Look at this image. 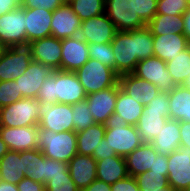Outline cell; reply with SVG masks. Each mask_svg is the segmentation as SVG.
Segmentation results:
<instances>
[{"label":"cell","instance_id":"cell-50","mask_svg":"<svg viewBox=\"0 0 190 191\" xmlns=\"http://www.w3.org/2000/svg\"><path fill=\"white\" fill-rule=\"evenodd\" d=\"M152 172L168 175V157L166 155L157 154L156 160L150 169Z\"/></svg>","mask_w":190,"mask_h":191},{"label":"cell","instance_id":"cell-6","mask_svg":"<svg viewBox=\"0 0 190 191\" xmlns=\"http://www.w3.org/2000/svg\"><path fill=\"white\" fill-rule=\"evenodd\" d=\"M40 103L37 99L23 98L0 108V126L24 127L38 125Z\"/></svg>","mask_w":190,"mask_h":191},{"label":"cell","instance_id":"cell-23","mask_svg":"<svg viewBox=\"0 0 190 191\" xmlns=\"http://www.w3.org/2000/svg\"><path fill=\"white\" fill-rule=\"evenodd\" d=\"M154 56L168 62L189 47V41L183 34L153 36Z\"/></svg>","mask_w":190,"mask_h":191},{"label":"cell","instance_id":"cell-43","mask_svg":"<svg viewBox=\"0 0 190 191\" xmlns=\"http://www.w3.org/2000/svg\"><path fill=\"white\" fill-rule=\"evenodd\" d=\"M57 175H70L68 163L46 158L45 184Z\"/></svg>","mask_w":190,"mask_h":191},{"label":"cell","instance_id":"cell-18","mask_svg":"<svg viewBox=\"0 0 190 191\" xmlns=\"http://www.w3.org/2000/svg\"><path fill=\"white\" fill-rule=\"evenodd\" d=\"M118 93V82L110 88L88 94L86 97L95 123L105 124L114 113Z\"/></svg>","mask_w":190,"mask_h":191},{"label":"cell","instance_id":"cell-34","mask_svg":"<svg viewBox=\"0 0 190 191\" xmlns=\"http://www.w3.org/2000/svg\"><path fill=\"white\" fill-rule=\"evenodd\" d=\"M167 70L177 85H183L190 75V48L174 57V60L166 62Z\"/></svg>","mask_w":190,"mask_h":191},{"label":"cell","instance_id":"cell-31","mask_svg":"<svg viewBox=\"0 0 190 191\" xmlns=\"http://www.w3.org/2000/svg\"><path fill=\"white\" fill-rule=\"evenodd\" d=\"M143 110L144 106L122 91L118 83L117 100L113 114H118L121 118H124L129 125L136 126Z\"/></svg>","mask_w":190,"mask_h":191},{"label":"cell","instance_id":"cell-30","mask_svg":"<svg viewBox=\"0 0 190 191\" xmlns=\"http://www.w3.org/2000/svg\"><path fill=\"white\" fill-rule=\"evenodd\" d=\"M105 124L94 123L92 126L76 133L77 154L92 156L105 136Z\"/></svg>","mask_w":190,"mask_h":191},{"label":"cell","instance_id":"cell-14","mask_svg":"<svg viewBox=\"0 0 190 191\" xmlns=\"http://www.w3.org/2000/svg\"><path fill=\"white\" fill-rule=\"evenodd\" d=\"M39 126H0V136L10 151H29L38 148Z\"/></svg>","mask_w":190,"mask_h":191},{"label":"cell","instance_id":"cell-35","mask_svg":"<svg viewBox=\"0 0 190 191\" xmlns=\"http://www.w3.org/2000/svg\"><path fill=\"white\" fill-rule=\"evenodd\" d=\"M67 2L82 21L105 13V0H67Z\"/></svg>","mask_w":190,"mask_h":191},{"label":"cell","instance_id":"cell-4","mask_svg":"<svg viewBox=\"0 0 190 191\" xmlns=\"http://www.w3.org/2000/svg\"><path fill=\"white\" fill-rule=\"evenodd\" d=\"M38 149L46 158L68 163L77 154V138L74 131L56 133L39 128Z\"/></svg>","mask_w":190,"mask_h":191},{"label":"cell","instance_id":"cell-49","mask_svg":"<svg viewBox=\"0 0 190 191\" xmlns=\"http://www.w3.org/2000/svg\"><path fill=\"white\" fill-rule=\"evenodd\" d=\"M180 146L190 150V122L180 121Z\"/></svg>","mask_w":190,"mask_h":191},{"label":"cell","instance_id":"cell-53","mask_svg":"<svg viewBox=\"0 0 190 191\" xmlns=\"http://www.w3.org/2000/svg\"><path fill=\"white\" fill-rule=\"evenodd\" d=\"M184 21L183 35L190 40V8L182 15Z\"/></svg>","mask_w":190,"mask_h":191},{"label":"cell","instance_id":"cell-46","mask_svg":"<svg viewBox=\"0 0 190 191\" xmlns=\"http://www.w3.org/2000/svg\"><path fill=\"white\" fill-rule=\"evenodd\" d=\"M111 191H140L134 177L127 176L124 179L118 180L111 184Z\"/></svg>","mask_w":190,"mask_h":191},{"label":"cell","instance_id":"cell-15","mask_svg":"<svg viewBox=\"0 0 190 191\" xmlns=\"http://www.w3.org/2000/svg\"><path fill=\"white\" fill-rule=\"evenodd\" d=\"M82 20L73 12L66 1L53 11L51 35L57 39L79 36Z\"/></svg>","mask_w":190,"mask_h":191},{"label":"cell","instance_id":"cell-12","mask_svg":"<svg viewBox=\"0 0 190 191\" xmlns=\"http://www.w3.org/2000/svg\"><path fill=\"white\" fill-rule=\"evenodd\" d=\"M168 184L176 191L190 187V150L181 146L168 156Z\"/></svg>","mask_w":190,"mask_h":191},{"label":"cell","instance_id":"cell-45","mask_svg":"<svg viewBox=\"0 0 190 191\" xmlns=\"http://www.w3.org/2000/svg\"><path fill=\"white\" fill-rule=\"evenodd\" d=\"M169 104L168 92H159L144 108L156 111H169Z\"/></svg>","mask_w":190,"mask_h":191},{"label":"cell","instance_id":"cell-33","mask_svg":"<svg viewBox=\"0 0 190 191\" xmlns=\"http://www.w3.org/2000/svg\"><path fill=\"white\" fill-rule=\"evenodd\" d=\"M153 36L168 34H183L184 21L182 15L156 14L147 24Z\"/></svg>","mask_w":190,"mask_h":191},{"label":"cell","instance_id":"cell-26","mask_svg":"<svg viewBox=\"0 0 190 191\" xmlns=\"http://www.w3.org/2000/svg\"><path fill=\"white\" fill-rule=\"evenodd\" d=\"M157 154L168 156L180 147V121L168 119L159 134L150 142Z\"/></svg>","mask_w":190,"mask_h":191},{"label":"cell","instance_id":"cell-2","mask_svg":"<svg viewBox=\"0 0 190 191\" xmlns=\"http://www.w3.org/2000/svg\"><path fill=\"white\" fill-rule=\"evenodd\" d=\"M87 94L75 72L55 70L39 89L37 100L48 103L75 104L85 100Z\"/></svg>","mask_w":190,"mask_h":191},{"label":"cell","instance_id":"cell-5","mask_svg":"<svg viewBox=\"0 0 190 191\" xmlns=\"http://www.w3.org/2000/svg\"><path fill=\"white\" fill-rule=\"evenodd\" d=\"M75 73L87 95L113 87L119 78V75L112 68L91 58Z\"/></svg>","mask_w":190,"mask_h":191},{"label":"cell","instance_id":"cell-19","mask_svg":"<svg viewBox=\"0 0 190 191\" xmlns=\"http://www.w3.org/2000/svg\"><path fill=\"white\" fill-rule=\"evenodd\" d=\"M61 71L75 72L90 58L88 43L79 36L62 39Z\"/></svg>","mask_w":190,"mask_h":191},{"label":"cell","instance_id":"cell-38","mask_svg":"<svg viewBox=\"0 0 190 191\" xmlns=\"http://www.w3.org/2000/svg\"><path fill=\"white\" fill-rule=\"evenodd\" d=\"M89 57L115 71V55L110 43L88 44Z\"/></svg>","mask_w":190,"mask_h":191},{"label":"cell","instance_id":"cell-37","mask_svg":"<svg viewBox=\"0 0 190 191\" xmlns=\"http://www.w3.org/2000/svg\"><path fill=\"white\" fill-rule=\"evenodd\" d=\"M72 114L73 131L76 133L85 130L95 123L86 99L72 104Z\"/></svg>","mask_w":190,"mask_h":191},{"label":"cell","instance_id":"cell-24","mask_svg":"<svg viewBox=\"0 0 190 191\" xmlns=\"http://www.w3.org/2000/svg\"><path fill=\"white\" fill-rule=\"evenodd\" d=\"M170 119L169 111H156L144 108L136 128L143 142H151Z\"/></svg>","mask_w":190,"mask_h":191},{"label":"cell","instance_id":"cell-25","mask_svg":"<svg viewBox=\"0 0 190 191\" xmlns=\"http://www.w3.org/2000/svg\"><path fill=\"white\" fill-rule=\"evenodd\" d=\"M157 152L153 145L144 142L140 147L125 157L129 176L135 177L140 173L149 171L156 160Z\"/></svg>","mask_w":190,"mask_h":191},{"label":"cell","instance_id":"cell-29","mask_svg":"<svg viewBox=\"0 0 190 191\" xmlns=\"http://www.w3.org/2000/svg\"><path fill=\"white\" fill-rule=\"evenodd\" d=\"M168 97L170 119L190 122V90L177 85L168 92Z\"/></svg>","mask_w":190,"mask_h":191},{"label":"cell","instance_id":"cell-7","mask_svg":"<svg viewBox=\"0 0 190 191\" xmlns=\"http://www.w3.org/2000/svg\"><path fill=\"white\" fill-rule=\"evenodd\" d=\"M105 14L117 31H132L147 24L135 12L134 0H105Z\"/></svg>","mask_w":190,"mask_h":191},{"label":"cell","instance_id":"cell-11","mask_svg":"<svg viewBox=\"0 0 190 191\" xmlns=\"http://www.w3.org/2000/svg\"><path fill=\"white\" fill-rule=\"evenodd\" d=\"M132 73L154 84L161 92H170L177 86L167 70L166 62L155 56L139 61Z\"/></svg>","mask_w":190,"mask_h":191},{"label":"cell","instance_id":"cell-52","mask_svg":"<svg viewBox=\"0 0 190 191\" xmlns=\"http://www.w3.org/2000/svg\"><path fill=\"white\" fill-rule=\"evenodd\" d=\"M85 191H111V185L98 179L84 189Z\"/></svg>","mask_w":190,"mask_h":191},{"label":"cell","instance_id":"cell-17","mask_svg":"<svg viewBox=\"0 0 190 191\" xmlns=\"http://www.w3.org/2000/svg\"><path fill=\"white\" fill-rule=\"evenodd\" d=\"M54 71L51 66L32 60L25 73L14 81L18 84L23 98L36 99L41 85Z\"/></svg>","mask_w":190,"mask_h":191},{"label":"cell","instance_id":"cell-48","mask_svg":"<svg viewBox=\"0 0 190 191\" xmlns=\"http://www.w3.org/2000/svg\"><path fill=\"white\" fill-rule=\"evenodd\" d=\"M117 154L114 152L113 148H111L108 145V142L105 140V138L102 139L100 142V145L98 146L97 150H94L93 157L95 160H101L107 157H113L116 156Z\"/></svg>","mask_w":190,"mask_h":191},{"label":"cell","instance_id":"cell-44","mask_svg":"<svg viewBox=\"0 0 190 191\" xmlns=\"http://www.w3.org/2000/svg\"><path fill=\"white\" fill-rule=\"evenodd\" d=\"M65 2L66 0H24L22 7L30 9L39 7L53 12Z\"/></svg>","mask_w":190,"mask_h":191},{"label":"cell","instance_id":"cell-13","mask_svg":"<svg viewBox=\"0 0 190 191\" xmlns=\"http://www.w3.org/2000/svg\"><path fill=\"white\" fill-rule=\"evenodd\" d=\"M116 32L115 25L103 13L100 16L82 21L79 37L88 44L111 43Z\"/></svg>","mask_w":190,"mask_h":191},{"label":"cell","instance_id":"cell-3","mask_svg":"<svg viewBox=\"0 0 190 191\" xmlns=\"http://www.w3.org/2000/svg\"><path fill=\"white\" fill-rule=\"evenodd\" d=\"M105 140L114 152L126 157L144 142L134 125L126 123L118 114H112L105 123Z\"/></svg>","mask_w":190,"mask_h":191},{"label":"cell","instance_id":"cell-36","mask_svg":"<svg viewBox=\"0 0 190 191\" xmlns=\"http://www.w3.org/2000/svg\"><path fill=\"white\" fill-rule=\"evenodd\" d=\"M134 178L140 191H159L169 185L168 175H161L151 170L140 173Z\"/></svg>","mask_w":190,"mask_h":191},{"label":"cell","instance_id":"cell-9","mask_svg":"<svg viewBox=\"0 0 190 191\" xmlns=\"http://www.w3.org/2000/svg\"><path fill=\"white\" fill-rule=\"evenodd\" d=\"M39 128L54 131H73L72 105L41 102L39 108Z\"/></svg>","mask_w":190,"mask_h":191},{"label":"cell","instance_id":"cell-8","mask_svg":"<svg viewBox=\"0 0 190 191\" xmlns=\"http://www.w3.org/2000/svg\"><path fill=\"white\" fill-rule=\"evenodd\" d=\"M32 60L28 45L5 47L0 56V81H14L19 78Z\"/></svg>","mask_w":190,"mask_h":191},{"label":"cell","instance_id":"cell-58","mask_svg":"<svg viewBox=\"0 0 190 191\" xmlns=\"http://www.w3.org/2000/svg\"><path fill=\"white\" fill-rule=\"evenodd\" d=\"M4 48H5V47L0 44V56H1V54H2V52H3V50H4Z\"/></svg>","mask_w":190,"mask_h":191},{"label":"cell","instance_id":"cell-56","mask_svg":"<svg viewBox=\"0 0 190 191\" xmlns=\"http://www.w3.org/2000/svg\"><path fill=\"white\" fill-rule=\"evenodd\" d=\"M184 87L188 88L190 90V75L187 77V79L185 80Z\"/></svg>","mask_w":190,"mask_h":191},{"label":"cell","instance_id":"cell-55","mask_svg":"<svg viewBox=\"0 0 190 191\" xmlns=\"http://www.w3.org/2000/svg\"><path fill=\"white\" fill-rule=\"evenodd\" d=\"M9 151L7 144L2 140L0 136V159Z\"/></svg>","mask_w":190,"mask_h":191},{"label":"cell","instance_id":"cell-21","mask_svg":"<svg viewBox=\"0 0 190 191\" xmlns=\"http://www.w3.org/2000/svg\"><path fill=\"white\" fill-rule=\"evenodd\" d=\"M26 45L38 39L51 36L53 12L41 8H25Z\"/></svg>","mask_w":190,"mask_h":191},{"label":"cell","instance_id":"cell-32","mask_svg":"<svg viewBox=\"0 0 190 191\" xmlns=\"http://www.w3.org/2000/svg\"><path fill=\"white\" fill-rule=\"evenodd\" d=\"M25 177L45 184L46 157L40 149L23 151Z\"/></svg>","mask_w":190,"mask_h":191},{"label":"cell","instance_id":"cell-10","mask_svg":"<svg viewBox=\"0 0 190 191\" xmlns=\"http://www.w3.org/2000/svg\"><path fill=\"white\" fill-rule=\"evenodd\" d=\"M25 19V8L22 6L0 16V44L2 46H26Z\"/></svg>","mask_w":190,"mask_h":191},{"label":"cell","instance_id":"cell-28","mask_svg":"<svg viewBox=\"0 0 190 191\" xmlns=\"http://www.w3.org/2000/svg\"><path fill=\"white\" fill-rule=\"evenodd\" d=\"M24 175L23 151H8L0 159V180L17 185Z\"/></svg>","mask_w":190,"mask_h":191},{"label":"cell","instance_id":"cell-39","mask_svg":"<svg viewBox=\"0 0 190 191\" xmlns=\"http://www.w3.org/2000/svg\"><path fill=\"white\" fill-rule=\"evenodd\" d=\"M190 8V0H158L156 14L183 15Z\"/></svg>","mask_w":190,"mask_h":191},{"label":"cell","instance_id":"cell-1","mask_svg":"<svg viewBox=\"0 0 190 191\" xmlns=\"http://www.w3.org/2000/svg\"><path fill=\"white\" fill-rule=\"evenodd\" d=\"M110 44L118 75L132 73L139 61L154 56L153 35L147 26L127 32L117 31Z\"/></svg>","mask_w":190,"mask_h":191},{"label":"cell","instance_id":"cell-47","mask_svg":"<svg viewBox=\"0 0 190 191\" xmlns=\"http://www.w3.org/2000/svg\"><path fill=\"white\" fill-rule=\"evenodd\" d=\"M18 191H46L45 184L25 177L17 184Z\"/></svg>","mask_w":190,"mask_h":191},{"label":"cell","instance_id":"cell-16","mask_svg":"<svg viewBox=\"0 0 190 191\" xmlns=\"http://www.w3.org/2000/svg\"><path fill=\"white\" fill-rule=\"evenodd\" d=\"M61 44V39H57L51 35L30 42L28 46L31 49L33 61L39 62L43 65L51 66L54 70H61Z\"/></svg>","mask_w":190,"mask_h":191},{"label":"cell","instance_id":"cell-54","mask_svg":"<svg viewBox=\"0 0 190 191\" xmlns=\"http://www.w3.org/2000/svg\"><path fill=\"white\" fill-rule=\"evenodd\" d=\"M0 191H18L17 185L0 180Z\"/></svg>","mask_w":190,"mask_h":191},{"label":"cell","instance_id":"cell-57","mask_svg":"<svg viewBox=\"0 0 190 191\" xmlns=\"http://www.w3.org/2000/svg\"><path fill=\"white\" fill-rule=\"evenodd\" d=\"M159 191H176V190L174 188H172L170 185H168L167 187H165Z\"/></svg>","mask_w":190,"mask_h":191},{"label":"cell","instance_id":"cell-51","mask_svg":"<svg viewBox=\"0 0 190 191\" xmlns=\"http://www.w3.org/2000/svg\"><path fill=\"white\" fill-rule=\"evenodd\" d=\"M24 0H0V16L21 7Z\"/></svg>","mask_w":190,"mask_h":191},{"label":"cell","instance_id":"cell-42","mask_svg":"<svg viewBox=\"0 0 190 191\" xmlns=\"http://www.w3.org/2000/svg\"><path fill=\"white\" fill-rule=\"evenodd\" d=\"M158 0H134L135 12L148 24L157 12Z\"/></svg>","mask_w":190,"mask_h":191},{"label":"cell","instance_id":"cell-22","mask_svg":"<svg viewBox=\"0 0 190 191\" xmlns=\"http://www.w3.org/2000/svg\"><path fill=\"white\" fill-rule=\"evenodd\" d=\"M68 171L79 190H84L97 179V164L93 156L76 154L68 162Z\"/></svg>","mask_w":190,"mask_h":191},{"label":"cell","instance_id":"cell-40","mask_svg":"<svg viewBox=\"0 0 190 191\" xmlns=\"http://www.w3.org/2000/svg\"><path fill=\"white\" fill-rule=\"evenodd\" d=\"M23 99L15 81H0V108Z\"/></svg>","mask_w":190,"mask_h":191},{"label":"cell","instance_id":"cell-27","mask_svg":"<svg viewBox=\"0 0 190 191\" xmlns=\"http://www.w3.org/2000/svg\"><path fill=\"white\" fill-rule=\"evenodd\" d=\"M97 179L107 184H114L128 176L126 160L123 156L107 157L96 161Z\"/></svg>","mask_w":190,"mask_h":191},{"label":"cell","instance_id":"cell-20","mask_svg":"<svg viewBox=\"0 0 190 191\" xmlns=\"http://www.w3.org/2000/svg\"><path fill=\"white\" fill-rule=\"evenodd\" d=\"M118 83L122 91L143 106H146L161 92L157 86L135 76L133 73L119 75Z\"/></svg>","mask_w":190,"mask_h":191},{"label":"cell","instance_id":"cell-41","mask_svg":"<svg viewBox=\"0 0 190 191\" xmlns=\"http://www.w3.org/2000/svg\"><path fill=\"white\" fill-rule=\"evenodd\" d=\"M46 191H78L71 175H57L45 184Z\"/></svg>","mask_w":190,"mask_h":191}]
</instances>
